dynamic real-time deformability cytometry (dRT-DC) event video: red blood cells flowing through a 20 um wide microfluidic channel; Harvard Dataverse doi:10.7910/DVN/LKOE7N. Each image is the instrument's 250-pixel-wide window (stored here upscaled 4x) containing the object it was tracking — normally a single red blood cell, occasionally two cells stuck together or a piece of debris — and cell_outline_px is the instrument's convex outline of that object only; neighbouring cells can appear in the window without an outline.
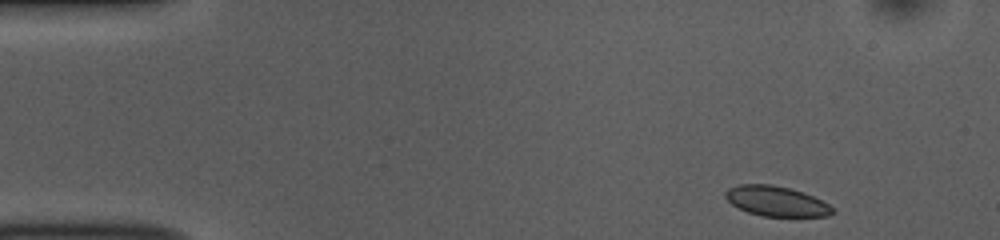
{"species": "common noctule bat (a hibernating species)", "species_latin": "Nyctalus noctula", "temperature_condition": "room temperature", "stored_images_in_passage": 48, "camera_frame_rate_fps": 3000, "um_per_image_px": 0.085, "animal": {"sex": "female", "body_mass_g": 10.0, "forearm_length_mm": 53.1}, "frame": {"image": 1, "passage_image": 1, "time_ms": 0.0, "image_size_px": [1000, 240], "cell_outline_px": [[836, 212], [828, 216], [764, 216], [748, 212], [732, 204], [724, 196], [724, 192], [728, 188], [740, 184], [772, 184], [804, 192], [828, 204]], "centroid_in_image_um": [65.97, 17.09], "position_along_channel_um": 19.0, "area_um2": 18.61}}
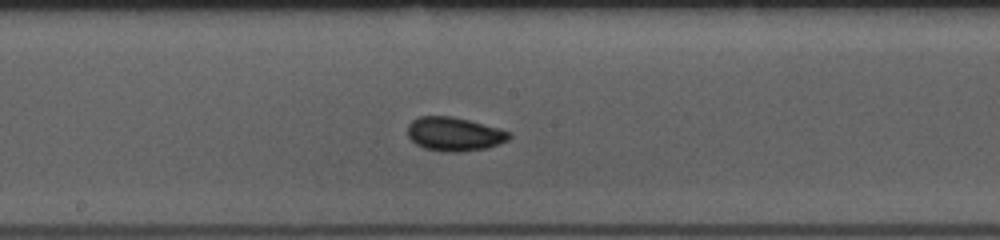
{"frame": {"image": 2, "passage_image": 23, "time_ms": 7.333, "image_size_px": [1000, 240], "cell_outline_px": [[512, 136], [508, 140], [500, 144], [484, 148], [460, 152], [444, 152], [424, 148], [416, 144], [408, 136], [408, 124], [412, 120], [420, 116], [452, 116], [468, 120], [496, 128], [508, 132]], "centroid_in_image_um": [38.58, 11.4], "position_along_channel_um": 209.6, "area_um2": 19.83}}
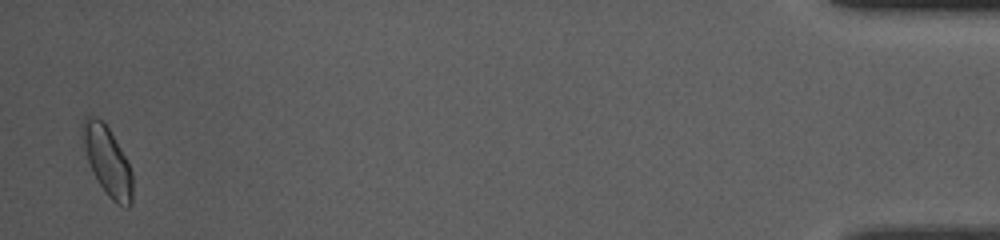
{"frame": {"image": 3, "passage_image": 47, "time_ms": 15.333, "image_size_px": [1000, 240], "cell_outline_px": [[132, 204], [128, 208], [124, 208], [116, 204], [108, 196], [92, 172], [88, 160], [80, 128], [84, 116], [96, 116], [104, 120], [128, 160], [132, 172]], "centroid_in_image_um": [9.14, 13.66], "position_along_channel_um": 426.1, "area_um2": 20.35}, "authors_computed_cell_mechanics": {"area_um2": 19.074, "velocity_mm_per_s": 3.7858, "shape_relaxation_time_tau1_ms": 4.1894, "shape_relaxation_time_tau2_ms": 1.2308, "deformation_change_tau1": 0.0722, "deformation_change_tau2": 0.053}}